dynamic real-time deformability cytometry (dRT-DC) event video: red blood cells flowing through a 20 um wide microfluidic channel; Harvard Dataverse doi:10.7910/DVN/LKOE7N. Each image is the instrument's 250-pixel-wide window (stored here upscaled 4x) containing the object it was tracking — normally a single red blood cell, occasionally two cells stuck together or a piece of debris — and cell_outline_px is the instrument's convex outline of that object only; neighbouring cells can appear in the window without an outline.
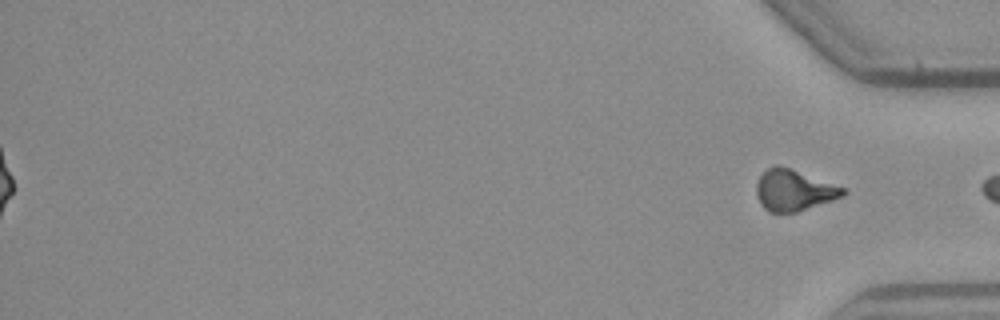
{"species": "common noctule bat (a hibernating species)", "species_latin": "Nyctalus noctula", "temperature_condition": "warm", "stored_images_in_passage": 50, "segment_of_instrument_passage": [2, 2], "camera_frame_rate_fps": 3000, "um_per_image_px": 0.085, "animal": {"sex": "male", "body_mass_g": 23.1, "forearm_length_mm": 52.7}, "frame": {"image": 1, "passage_image": 50, "time_ms": 16.333, "image_size_px": [1000, 320], "cell_outline_px": [[848, 192], [844, 196], [796, 212], [768, 212], [760, 204], [756, 192], [756, 184], [760, 176], [772, 164], [776, 164], [788, 168], [844, 188]], "centroid_in_image_um": [67.44, 16.18], "position_along_channel_um": 367.8, "area_um2": 20.4}}